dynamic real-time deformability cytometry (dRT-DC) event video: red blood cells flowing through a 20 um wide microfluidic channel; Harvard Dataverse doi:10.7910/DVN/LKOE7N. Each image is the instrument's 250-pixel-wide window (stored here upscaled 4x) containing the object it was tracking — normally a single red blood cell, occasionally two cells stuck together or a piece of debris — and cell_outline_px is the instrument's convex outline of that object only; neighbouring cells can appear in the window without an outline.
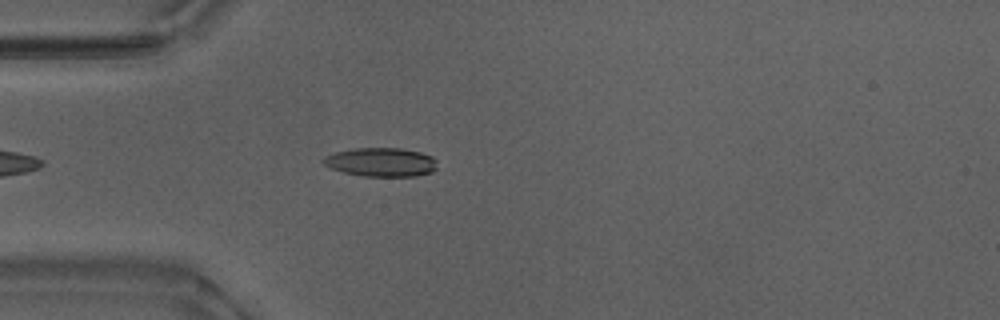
{"species": "Egyptian fruit bat (a non-hibernating species)", "species_latin": "Rousettus aegyptiacus", "temperature_condition": "warm", "stored_images_in_passage": 45, "camera_frame_rate_fps": 3000, "um_per_image_px": 0.085, "animal": {"sex": "male"}, "frame": {"image": 1, "passage_image": 7, "time_ms": 2.0, "image_size_px": [1000, 320], "cell_outline_px": [[436, 168], [432, 172], [416, 176], [364, 176], [344, 172], [332, 168], [324, 164], [320, 160], [324, 156], [336, 152], [352, 148], [400, 148], [420, 152], [432, 156], [436, 160]], "centroid_in_image_um": [32.39, 13.77], "position_along_channel_um": 52.6, "area_um2": 19.13}, "authors_computed_cell_mechanics": {"area_um2": 19.2474, "velocity_mm_per_s": 3.8705, "shape_relaxation_time_tau1_ms": 3.6019, "shape_relaxation_time_tau2_ms": 1.5042, "deformation_change_tau1": 0.1528, "deformation_change_tau2": 0.0811}}